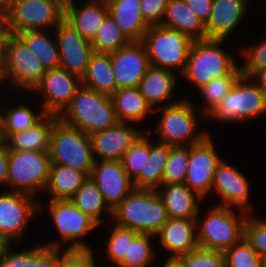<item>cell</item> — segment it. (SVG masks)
<instances>
[{
    "label": "cell",
    "mask_w": 266,
    "mask_h": 267,
    "mask_svg": "<svg viewBox=\"0 0 266 267\" xmlns=\"http://www.w3.org/2000/svg\"><path fill=\"white\" fill-rule=\"evenodd\" d=\"M59 119L88 135L116 125L119 120L110 95L81 85Z\"/></svg>",
    "instance_id": "cell-1"
},
{
    "label": "cell",
    "mask_w": 266,
    "mask_h": 267,
    "mask_svg": "<svg viewBox=\"0 0 266 267\" xmlns=\"http://www.w3.org/2000/svg\"><path fill=\"white\" fill-rule=\"evenodd\" d=\"M115 225L140 234L155 235L168 221L166 207L156 190L135 189L114 209Z\"/></svg>",
    "instance_id": "cell-2"
},
{
    "label": "cell",
    "mask_w": 266,
    "mask_h": 267,
    "mask_svg": "<svg viewBox=\"0 0 266 267\" xmlns=\"http://www.w3.org/2000/svg\"><path fill=\"white\" fill-rule=\"evenodd\" d=\"M247 216L246 211L240 210L235 213L231 207L221 205L212 207L202 223L198 221V215L196 219L198 246L224 252L239 243L244 238Z\"/></svg>",
    "instance_id": "cell-3"
},
{
    "label": "cell",
    "mask_w": 266,
    "mask_h": 267,
    "mask_svg": "<svg viewBox=\"0 0 266 267\" xmlns=\"http://www.w3.org/2000/svg\"><path fill=\"white\" fill-rule=\"evenodd\" d=\"M223 41L218 39L194 40L187 57L186 68L180 75L198 89L212 79L231 74L238 65L233 56L221 48Z\"/></svg>",
    "instance_id": "cell-4"
},
{
    "label": "cell",
    "mask_w": 266,
    "mask_h": 267,
    "mask_svg": "<svg viewBox=\"0 0 266 267\" xmlns=\"http://www.w3.org/2000/svg\"><path fill=\"white\" fill-rule=\"evenodd\" d=\"M193 39L180 31L163 25H150L143 35V43L152 67L181 74L187 64Z\"/></svg>",
    "instance_id": "cell-5"
},
{
    "label": "cell",
    "mask_w": 266,
    "mask_h": 267,
    "mask_svg": "<svg viewBox=\"0 0 266 267\" xmlns=\"http://www.w3.org/2000/svg\"><path fill=\"white\" fill-rule=\"evenodd\" d=\"M49 156L51 163L74 168L88 177L95 163L90 135L60 119L51 131Z\"/></svg>",
    "instance_id": "cell-6"
},
{
    "label": "cell",
    "mask_w": 266,
    "mask_h": 267,
    "mask_svg": "<svg viewBox=\"0 0 266 267\" xmlns=\"http://www.w3.org/2000/svg\"><path fill=\"white\" fill-rule=\"evenodd\" d=\"M265 113L266 94L252 78L242 75L207 118L236 123L255 119Z\"/></svg>",
    "instance_id": "cell-7"
},
{
    "label": "cell",
    "mask_w": 266,
    "mask_h": 267,
    "mask_svg": "<svg viewBox=\"0 0 266 267\" xmlns=\"http://www.w3.org/2000/svg\"><path fill=\"white\" fill-rule=\"evenodd\" d=\"M189 97L180 102L161 106L156 132L160 143L170 146H190L201 142L209 133L197 132L198 120L194 104ZM197 132V133H195Z\"/></svg>",
    "instance_id": "cell-8"
},
{
    "label": "cell",
    "mask_w": 266,
    "mask_h": 267,
    "mask_svg": "<svg viewBox=\"0 0 266 267\" xmlns=\"http://www.w3.org/2000/svg\"><path fill=\"white\" fill-rule=\"evenodd\" d=\"M51 159L49 151L9 150L7 186L31 196L46 189Z\"/></svg>",
    "instance_id": "cell-9"
},
{
    "label": "cell",
    "mask_w": 266,
    "mask_h": 267,
    "mask_svg": "<svg viewBox=\"0 0 266 267\" xmlns=\"http://www.w3.org/2000/svg\"><path fill=\"white\" fill-rule=\"evenodd\" d=\"M4 11L8 33L16 35L27 30H54L64 19V5L58 0H12Z\"/></svg>",
    "instance_id": "cell-10"
},
{
    "label": "cell",
    "mask_w": 266,
    "mask_h": 267,
    "mask_svg": "<svg viewBox=\"0 0 266 267\" xmlns=\"http://www.w3.org/2000/svg\"><path fill=\"white\" fill-rule=\"evenodd\" d=\"M1 63L3 84L10 81L14 87L29 92L46 73L40 60L16 34L8 33Z\"/></svg>",
    "instance_id": "cell-11"
},
{
    "label": "cell",
    "mask_w": 266,
    "mask_h": 267,
    "mask_svg": "<svg viewBox=\"0 0 266 267\" xmlns=\"http://www.w3.org/2000/svg\"><path fill=\"white\" fill-rule=\"evenodd\" d=\"M50 213L66 250H92L84 237L99 224L79 210L70 199L50 200Z\"/></svg>",
    "instance_id": "cell-12"
},
{
    "label": "cell",
    "mask_w": 266,
    "mask_h": 267,
    "mask_svg": "<svg viewBox=\"0 0 266 267\" xmlns=\"http://www.w3.org/2000/svg\"><path fill=\"white\" fill-rule=\"evenodd\" d=\"M42 208V204L29 194L0 192V235L9 243L21 240L30 218Z\"/></svg>",
    "instance_id": "cell-13"
},
{
    "label": "cell",
    "mask_w": 266,
    "mask_h": 267,
    "mask_svg": "<svg viewBox=\"0 0 266 267\" xmlns=\"http://www.w3.org/2000/svg\"><path fill=\"white\" fill-rule=\"evenodd\" d=\"M81 78L61 67L48 69L31 92L41 93L44 100L41 108L46 114L60 115L69 105Z\"/></svg>",
    "instance_id": "cell-14"
},
{
    "label": "cell",
    "mask_w": 266,
    "mask_h": 267,
    "mask_svg": "<svg viewBox=\"0 0 266 267\" xmlns=\"http://www.w3.org/2000/svg\"><path fill=\"white\" fill-rule=\"evenodd\" d=\"M211 138L208 134L201 142L189 146L188 169L184 183L202 198H206L211 192L217 164L222 160Z\"/></svg>",
    "instance_id": "cell-15"
},
{
    "label": "cell",
    "mask_w": 266,
    "mask_h": 267,
    "mask_svg": "<svg viewBox=\"0 0 266 267\" xmlns=\"http://www.w3.org/2000/svg\"><path fill=\"white\" fill-rule=\"evenodd\" d=\"M54 32L60 54L59 67L82 78L94 52L91 42L82 37L64 19Z\"/></svg>",
    "instance_id": "cell-16"
},
{
    "label": "cell",
    "mask_w": 266,
    "mask_h": 267,
    "mask_svg": "<svg viewBox=\"0 0 266 267\" xmlns=\"http://www.w3.org/2000/svg\"><path fill=\"white\" fill-rule=\"evenodd\" d=\"M110 59L117 89L138 87L151 67L141 41H131L117 51L110 52Z\"/></svg>",
    "instance_id": "cell-17"
},
{
    "label": "cell",
    "mask_w": 266,
    "mask_h": 267,
    "mask_svg": "<svg viewBox=\"0 0 266 267\" xmlns=\"http://www.w3.org/2000/svg\"><path fill=\"white\" fill-rule=\"evenodd\" d=\"M98 186L105 203L112 210L133 190V181L121 160H97L89 176Z\"/></svg>",
    "instance_id": "cell-18"
},
{
    "label": "cell",
    "mask_w": 266,
    "mask_h": 267,
    "mask_svg": "<svg viewBox=\"0 0 266 267\" xmlns=\"http://www.w3.org/2000/svg\"><path fill=\"white\" fill-rule=\"evenodd\" d=\"M219 193L222 203L217 204L226 207H234L250 213L252 207L248 205L250 185L248 178L237 167L229 165L221 160L216 167L211 191Z\"/></svg>",
    "instance_id": "cell-19"
},
{
    "label": "cell",
    "mask_w": 266,
    "mask_h": 267,
    "mask_svg": "<svg viewBox=\"0 0 266 267\" xmlns=\"http://www.w3.org/2000/svg\"><path fill=\"white\" fill-rule=\"evenodd\" d=\"M142 134L130 122H118L113 127L93 133L90 138L95 161L121 160Z\"/></svg>",
    "instance_id": "cell-20"
},
{
    "label": "cell",
    "mask_w": 266,
    "mask_h": 267,
    "mask_svg": "<svg viewBox=\"0 0 266 267\" xmlns=\"http://www.w3.org/2000/svg\"><path fill=\"white\" fill-rule=\"evenodd\" d=\"M249 0H213L209 19L205 23L206 39L225 40L241 23Z\"/></svg>",
    "instance_id": "cell-21"
},
{
    "label": "cell",
    "mask_w": 266,
    "mask_h": 267,
    "mask_svg": "<svg viewBox=\"0 0 266 267\" xmlns=\"http://www.w3.org/2000/svg\"><path fill=\"white\" fill-rule=\"evenodd\" d=\"M108 15L106 0H91L80 8L74 0H69L64 6V20L89 41L95 37Z\"/></svg>",
    "instance_id": "cell-22"
},
{
    "label": "cell",
    "mask_w": 266,
    "mask_h": 267,
    "mask_svg": "<svg viewBox=\"0 0 266 267\" xmlns=\"http://www.w3.org/2000/svg\"><path fill=\"white\" fill-rule=\"evenodd\" d=\"M196 219H173L155 234L160 237L162 247L170 252L168 258H178L198 247Z\"/></svg>",
    "instance_id": "cell-23"
},
{
    "label": "cell",
    "mask_w": 266,
    "mask_h": 267,
    "mask_svg": "<svg viewBox=\"0 0 266 267\" xmlns=\"http://www.w3.org/2000/svg\"><path fill=\"white\" fill-rule=\"evenodd\" d=\"M159 188L156 192L166 207L168 218L197 219L200 215L198 200L203 198L185 183L162 184Z\"/></svg>",
    "instance_id": "cell-24"
},
{
    "label": "cell",
    "mask_w": 266,
    "mask_h": 267,
    "mask_svg": "<svg viewBox=\"0 0 266 267\" xmlns=\"http://www.w3.org/2000/svg\"><path fill=\"white\" fill-rule=\"evenodd\" d=\"M176 81L174 71L151 66L139 83L138 88L152 108L159 104L167 106L182 100V98L174 101L172 99Z\"/></svg>",
    "instance_id": "cell-25"
},
{
    "label": "cell",
    "mask_w": 266,
    "mask_h": 267,
    "mask_svg": "<svg viewBox=\"0 0 266 267\" xmlns=\"http://www.w3.org/2000/svg\"><path fill=\"white\" fill-rule=\"evenodd\" d=\"M109 16L130 41H141L150 26L143 18L140 0H106Z\"/></svg>",
    "instance_id": "cell-26"
},
{
    "label": "cell",
    "mask_w": 266,
    "mask_h": 267,
    "mask_svg": "<svg viewBox=\"0 0 266 267\" xmlns=\"http://www.w3.org/2000/svg\"><path fill=\"white\" fill-rule=\"evenodd\" d=\"M58 120V115L46 114L33 127L10 134L4 143L8 150L49 151L51 131Z\"/></svg>",
    "instance_id": "cell-27"
},
{
    "label": "cell",
    "mask_w": 266,
    "mask_h": 267,
    "mask_svg": "<svg viewBox=\"0 0 266 267\" xmlns=\"http://www.w3.org/2000/svg\"><path fill=\"white\" fill-rule=\"evenodd\" d=\"M160 25L176 29L193 40H205V24L184 0H169Z\"/></svg>",
    "instance_id": "cell-28"
},
{
    "label": "cell",
    "mask_w": 266,
    "mask_h": 267,
    "mask_svg": "<svg viewBox=\"0 0 266 267\" xmlns=\"http://www.w3.org/2000/svg\"><path fill=\"white\" fill-rule=\"evenodd\" d=\"M111 99L119 122L139 123L154 112L138 87L118 88Z\"/></svg>",
    "instance_id": "cell-29"
},
{
    "label": "cell",
    "mask_w": 266,
    "mask_h": 267,
    "mask_svg": "<svg viewBox=\"0 0 266 267\" xmlns=\"http://www.w3.org/2000/svg\"><path fill=\"white\" fill-rule=\"evenodd\" d=\"M81 85L110 96L117 90L110 53H92Z\"/></svg>",
    "instance_id": "cell-30"
},
{
    "label": "cell",
    "mask_w": 266,
    "mask_h": 267,
    "mask_svg": "<svg viewBox=\"0 0 266 267\" xmlns=\"http://www.w3.org/2000/svg\"><path fill=\"white\" fill-rule=\"evenodd\" d=\"M88 176L79 170L61 164L51 163L46 191L50 200L71 199Z\"/></svg>",
    "instance_id": "cell-31"
},
{
    "label": "cell",
    "mask_w": 266,
    "mask_h": 267,
    "mask_svg": "<svg viewBox=\"0 0 266 267\" xmlns=\"http://www.w3.org/2000/svg\"><path fill=\"white\" fill-rule=\"evenodd\" d=\"M169 144H153L150 140V154L140 175L133 181L135 189L157 190L162 185L166 163L170 154Z\"/></svg>",
    "instance_id": "cell-32"
},
{
    "label": "cell",
    "mask_w": 266,
    "mask_h": 267,
    "mask_svg": "<svg viewBox=\"0 0 266 267\" xmlns=\"http://www.w3.org/2000/svg\"><path fill=\"white\" fill-rule=\"evenodd\" d=\"M40 60L46 70L60 65V54L57 40L47 35V30H27L17 34Z\"/></svg>",
    "instance_id": "cell-33"
},
{
    "label": "cell",
    "mask_w": 266,
    "mask_h": 267,
    "mask_svg": "<svg viewBox=\"0 0 266 267\" xmlns=\"http://www.w3.org/2000/svg\"><path fill=\"white\" fill-rule=\"evenodd\" d=\"M70 200L79 210L89 215L99 225L102 223L101 215L105 211L107 212L105 214L112 216V210L105 203L97 184L90 177L87 178Z\"/></svg>",
    "instance_id": "cell-34"
},
{
    "label": "cell",
    "mask_w": 266,
    "mask_h": 267,
    "mask_svg": "<svg viewBox=\"0 0 266 267\" xmlns=\"http://www.w3.org/2000/svg\"><path fill=\"white\" fill-rule=\"evenodd\" d=\"M5 111L4 113L0 111V126L4 140L10 134L33 127L46 115L42 108L38 114L23 104H18L15 107L9 106Z\"/></svg>",
    "instance_id": "cell-35"
},
{
    "label": "cell",
    "mask_w": 266,
    "mask_h": 267,
    "mask_svg": "<svg viewBox=\"0 0 266 267\" xmlns=\"http://www.w3.org/2000/svg\"><path fill=\"white\" fill-rule=\"evenodd\" d=\"M241 76V66H238L231 74L225 77L212 79L209 83L198 88L203 97L202 99H205L206 103V105L202 106V115L204 117H207V115L223 100Z\"/></svg>",
    "instance_id": "cell-36"
},
{
    "label": "cell",
    "mask_w": 266,
    "mask_h": 267,
    "mask_svg": "<svg viewBox=\"0 0 266 267\" xmlns=\"http://www.w3.org/2000/svg\"><path fill=\"white\" fill-rule=\"evenodd\" d=\"M90 42L95 52L110 53L128 45L131 41L108 15Z\"/></svg>",
    "instance_id": "cell-37"
},
{
    "label": "cell",
    "mask_w": 266,
    "mask_h": 267,
    "mask_svg": "<svg viewBox=\"0 0 266 267\" xmlns=\"http://www.w3.org/2000/svg\"><path fill=\"white\" fill-rule=\"evenodd\" d=\"M155 237L152 234H139L129 244L128 255L118 265V267H148L155 259V249L151 240Z\"/></svg>",
    "instance_id": "cell-38"
},
{
    "label": "cell",
    "mask_w": 266,
    "mask_h": 267,
    "mask_svg": "<svg viewBox=\"0 0 266 267\" xmlns=\"http://www.w3.org/2000/svg\"><path fill=\"white\" fill-rule=\"evenodd\" d=\"M150 154V138L143 133L124 153L121 162L129 178L134 181L145 167Z\"/></svg>",
    "instance_id": "cell-39"
},
{
    "label": "cell",
    "mask_w": 266,
    "mask_h": 267,
    "mask_svg": "<svg viewBox=\"0 0 266 267\" xmlns=\"http://www.w3.org/2000/svg\"><path fill=\"white\" fill-rule=\"evenodd\" d=\"M139 234L136 231L114 224L106 242V256L109 261L118 266L128 255L129 244H132Z\"/></svg>",
    "instance_id": "cell-40"
},
{
    "label": "cell",
    "mask_w": 266,
    "mask_h": 267,
    "mask_svg": "<svg viewBox=\"0 0 266 267\" xmlns=\"http://www.w3.org/2000/svg\"><path fill=\"white\" fill-rule=\"evenodd\" d=\"M189 146H171L162 184L184 183L187 176Z\"/></svg>",
    "instance_id": "cell-41"
},
{
    "label": "cell",
    "mask_w": 266,
    "mask_h": 267,
    "mask_svg": "<svg viewBox=\"0 0 266 267\" xmlns=\"http://www.w3.org/2000/svg\"><path fill=\"white\" fill-rule=\"evenodd\" d=\"M61 244L54 240L26 249V267H60Z\"/></svg>",
    "instance_id": "cell-42"
},
{
    "label": "cell",
    "mask_w": 266,
    "mask_h": 267,
    "mask_svg": "<svg viewBox=\"0 0 266 267\" xmlns=\"http://www.w3.org/2000/svg\"><path fill=\"white\" fill-rule=\"evenodd\" d=\"M226 267H266V262L243 238L223 252Z\"/></svg>",
    "instance_id": "cell-43"
},
{
    "label": "cell",
    "mask_w": 266,
    "mask_h": 267,
    "mask_svg": "<svg viewBox=\"0 0 266 267\" xmlns=\"http://www.w3.org/2000/svg\"><path fill=\"white\" fill-rule=\"evenodd\" d=\"M185 267H226L223 252L197 247L177 258Z\"/></svg>",
    "instance_id": "cell-44"
},
{
    "label": "cell",
    "mask_w": 266,
    "mask_h": 267,
    "mask_svg": "<svg viewBox=\"0 0 266 267\" xmlns=\"http://www.w3.org/2000/svg\"><path fill=\"white\" fill-rule=\"evenodd\" d=\"M244 238L266 262V220L247 216L244 224Z\"/></svg>",
    "instance_id": "cell-45"
},
{
    "label": "cell",
    "mask_w": 266,
    "mask_h": 267,
    "mask_svg": "<svg viewBox=\"0 0 266 267\" xmlns=\"http://www.w3.org/2000/svg\"><path fill=\"white\" fill-rule=\"evenodd\" d=\"M240 52L246 60L241 66L243 76L251 78L258 70L266 68V38Z\"/></svg>",
    "instance_id": "cell-46"
},
{
    "label": "cell",
    "mask_w": 266,
    "mask_h": 267,
    "mask_svg": "<svg viewBox=\"0 0 266 267\" xmlns=\"http://www.w3.org/2000/svg\"><path fill=\"white\" fill-rule=\"evenodd\" d=\"M60 267H97L93 250H66L61 247Z\"/></svg>",
    "instance_id": "cell-47"
},
{
    "label": "cell",
    "mask_w": 266,
    "mask_h": 267,
    "mask_svg": "<svg viewBox=\"0 0 266 267\" xmlns=\"http://www.w3.org/2000/svg\"><path fill=\"white\" fill-rule=\"evenodd\" d=\"M169 0H140V9L144 20L149 25H158L163 21Z\"/></svg>",
    "instance_id": "cell-48"
},
{
    "label": "cell",
    "mask_w": 266,
    "mask_h": 267,
    "mask_svg": "<svg viewBox=\"0 0 266 267\" xmlns=\"http://www.w3.org/2000/svg\"><path fill=\"white\" fill-rule=\"evenodd\" d=\"M9 243L0 256V267H26V249L15 252Z\"/></svg>",
    "instance_id": "cell-49"
},
{
    "label": "cell",
    "mask_w": 266,
    "mask_h": 267,
    "mask_svg": "<svg viewBox=\"0 0 266 267\" xmlns=\"http://www.w3.org/2000/svg\"><path fill=\"white\" fill-rule=\"evenodd\" d=\"M192 11L205 24L209 19L213 0H184Z\"/></svg>",
    "instance_id": "cell-50"
},
{
    "label": "cell",
    "mask_w": 266,
    "mask_h": 267,
    "mask_svg": "<svg viewBox=\"0 0 266 267\" xmlns=\"http://www.w3.org/2000/svg\"><path fill=\"white\" fill-rule=\"evenodd\" d=\"M9 150L5 143L0 146V184L7 186Z\"/></svg>",
    "instance_id": "cell-51"
},
{
    "label": "cell",
    "mask_w": 266,
    "mask_h": 267,
    "mask_svg": "<svg viewBox=\"0 0 266 267\" xmlns=\"http://www.w3.org/2000/svg\"><path fill=\"white\" fill-rule=\"evenodd\" d=\"M8 35L7 18L4 9L0 8V55H3L5 39Z\"/></svg>",
    "instance_id": "cell-52"
},
{
    "label": "cell",
    "mask_w": 266,
    "mask_h": 267,
    "mask_svg": "<svg viewBox=\"0 0 266 267\" xmlns=\"http://www.w3.org/2000/svg\"><path fill=\"white\" fill-rule=\"evenodd\" d=\"M251 78L266 94V68L258 70Z\"/></svg>",
    "instance_id": "cell-53"
},
{
    "label": "cell",
    "mask_w": 266,
    "mask_h": 267,
    "mask_svg": "<svg viewBox=\"0 0 266 267\" xmlns=\"http://www.w3.org/2000/svg\"><path fill=\"white\" fill-rule=\"evenodd\" d=\"M164 267H185L178 259L176 258H167L164 263Z\"/></svg>",
    "instance_id": "cell-54"
},
{
    "label": "cell",
    "mask_w": 266,
    "mask_h": 267,
    "mask_svg": "<svg viewBox=\"0 0 266 267\" xmlns=\"http://www.w3.org/2000/svg\"><path fill=\"white\" fill-rule=\"evenodd\" d=\"M9 244L1 235H0V256L3 253L5 247Z\"/></svg>",
    "instance_id": "cell-55"
},
{
    "label": "cell",
    "mask_w": 266,
    "mask_h": 267,
    "mask_svg": "<svg viewBox=\"0 0 266 267\" xmlns=\"http://www.w3.org/2000/svg\"><path fill=\"white\" fill-rule=\"evenodd\" d=\"M12 0H0V8L4 9Z\"/></svg>",
    "instance_id": "cell-56"
},
{
    "label": "cell",
    "mask_w": 266,
    "mask_h": 267,
    "mask_svg": "<svg viewBox=\"0 0 266 267\" xmlns=\"http://www.w3.org/2000/svg\"><path fill=\"white\" fill-rule=\"evenodd\" d=\"M2 56L3 55H0V84L3 83V78H2V63H1Z\"/></svg>",
    "instance_id": "cell-57"
},
{
    "label": "cell",
    "mask_w": 266,
    "mask_h": 267,
    "mask_svg": "<svg viewBox=\"0 0 266 267\" xmlns=\"http://www.w3.org/2000/svg\"><path fill=\"white\" fill-rule=\"evenodd\" d=\"M4 143V139L2 136L1 126H0V146Z\"/></svg>",
    "instance_id": "cell-58"
},
{
    "label": "cell",
    "mask_w": 266,
    "mask_h": 267,
    "mask_svg": "<svg viewBox=\"0 0 266 267\" xmlns=\"http://www.w3.org/2000/svg\"><path fill=\"white\" fill-rule=\"evenodd\" d=\"M58 1H60V2L65 6V4H66L69 0H58Z\"/></svg>",
    "instance_id": "cell-59"
}]
</instances>
